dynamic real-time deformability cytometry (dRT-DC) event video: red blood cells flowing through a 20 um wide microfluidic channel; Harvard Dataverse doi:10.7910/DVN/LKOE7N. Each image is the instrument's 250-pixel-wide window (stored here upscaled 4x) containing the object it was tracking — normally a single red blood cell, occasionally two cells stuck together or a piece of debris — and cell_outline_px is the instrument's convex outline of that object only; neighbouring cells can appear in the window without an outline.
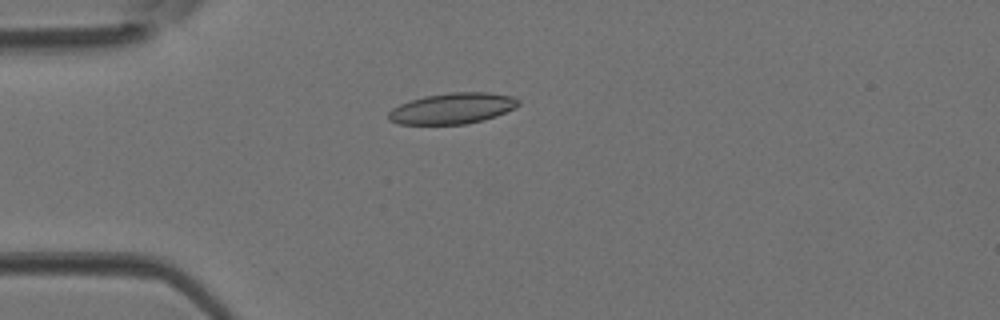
{"species": "Egyptian fruit bat (a non-hibernating species)", "species_latin": "Rousettus aegyptiacus", "temperature_condition": "room temperature", "stored_images_in_passage": 44, "camera_frame_rate_fps": 3000, "um_per_image_px": 0.085, "animal": {"sex": "female"}, "frame": {"image": 1, "passage_image": 12, "time_ms": 3.667, "image_size_px": [1000, 320], "cell_outline_px": [[520, 104], [496, 116], [484, 120], [464, 124], [400, 124], [388, 120], [388, 112], [392, 108], [400, 104], [424, 96], [448, 92], [488, 92], [512, 96], [520, 100]], "centroid_in_image_um": [38.44, 9.21], "position_along_channel_um": 46.6, "area_um2": 23.35}}
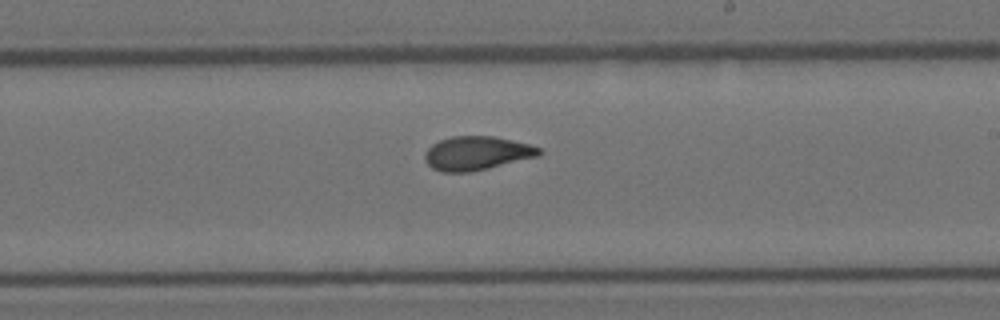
{"frame": {"image": 2, "passage_image": 26, "time_ms": 8.333, "image_size_px": [1000, 320], "cell_outline_px": [[540, 156], [472, 172], [440, 172], [432, 168], [424, 160], [424, 152], [432, 144], [440, 140], [452, 136], [496, 136], [528, 144], [540, 148]], "centroid_in_image_um": [40.5, 13.03], "position_along_channel_um": 248.5, "area_um2": 22.66}}
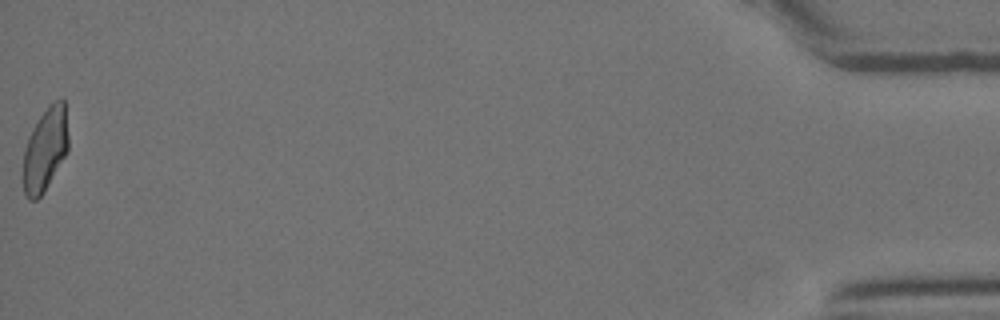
{"frame": {"image": 3, "passage_image": 44, "time_ms": 14.333, "image_size_px": [1000, 320], "cell_outline_px": [[68, 152], [44, 192], [36, 200], [28, 200], [24, 192], [24, 148], [28, 136], [32, 128], [48, 104], [56, 100], [64, 100], [68, 136]], "centroid_in_image_um": [3.85, 12.7], "position_along_channel_um": 431.4, "area_um2": 21.96}}